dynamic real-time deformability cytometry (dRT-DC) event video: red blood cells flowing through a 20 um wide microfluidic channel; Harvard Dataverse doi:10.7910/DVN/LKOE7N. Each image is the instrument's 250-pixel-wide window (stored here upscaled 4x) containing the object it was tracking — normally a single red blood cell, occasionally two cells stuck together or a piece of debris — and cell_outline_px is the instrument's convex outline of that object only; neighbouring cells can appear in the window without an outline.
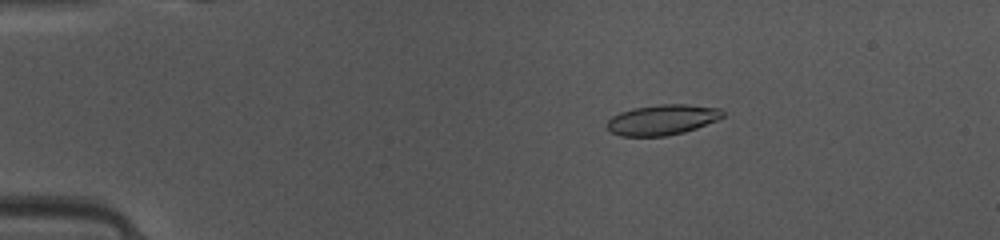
{"species": "common noctule bat (a hibernating species)", "species_latin": "Nyctalus noctula", "temperature_condition": "warm", "stored_images_in_passage": 48, "camera_frame_rate_fps": 3000, "um_per_image_px": 0.085, "animal": {"sex": "female", "body_mass_g": 10.0, "forearm_length_mm": 53.1}, "frame": {"image": 1, "passage_image": 9, "time_ms": 2.667, "image_size_px": [1000, 240], "cell_outline_px": [[724, 116], [716, 120], [696, 128], [684, 132], [664, 136], [620, 136], [612, 132], [608, 128], [608, 120], [612, 116], [620, 112], [632, 108], [660, 104], [684, 104], [720, 108], [724, 112]], "centroid_in_image_um": [56.29, 10.17], "position_along_channel_um": 28.7, "area_um2": 20.35}}
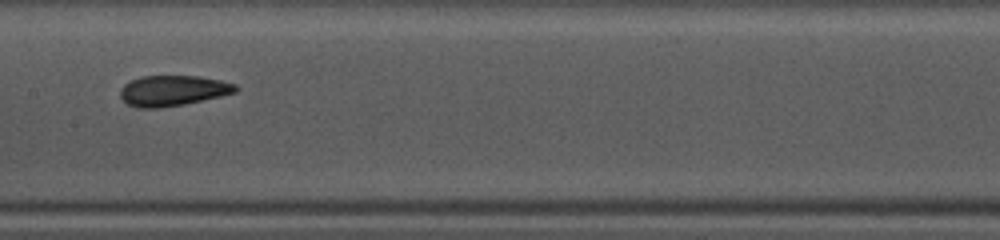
{"frame": {"image": 2, "passage_image": 25, "time_ms": 8.0, "image_size_px": [1000, 240], "cell_outline_px": [[240, 88], [236, 92], [220, 96], [184, 104], [160, 108], [136, 108], [128, 104], [120, 96], [120, 88], [128, 80], [140, 76], [200, 76], [220, 80], [236, 84]], "centroid_in_image_um": [14.67, 7.7], "position_along_channel_um": 192.7, "area_um2": 20.69}}
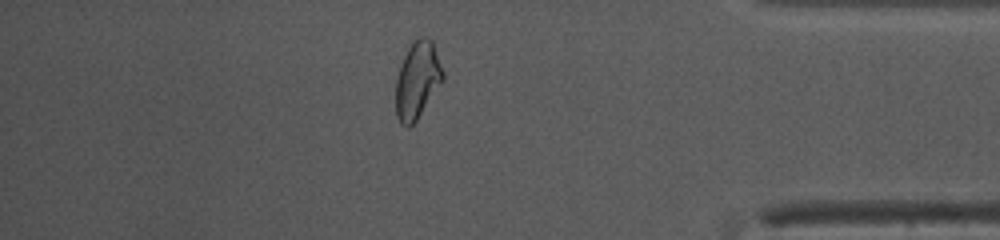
{"frame": {"image": 3, "passage_image": 42, "time_ms": 13.667, "image_size_px": [1000, 240], "cell_outline_px": [[444, 80], [416, 120], [408, 128], [400, 124], [396, 116], [396, 80], [400, 64], [412, 40], [420, 36], [428, 36], [432, 40], [444, 72]], "centroid_in_image_um": [35.48, 6.78], "position_along_channel_um": 399.7, "area_um2": 21.33}, "authors_computed_cell_mechanics": {"area_um2": 20.3167, "velocity_mm_per_s": 4.1288, "shape_relaxation_time_tau1_ms": null, "shape_relaxation_time_tau2_ms": 1.7634, "deformation_change_tau1": null, "deformation_change_tau2": 0.0706}}